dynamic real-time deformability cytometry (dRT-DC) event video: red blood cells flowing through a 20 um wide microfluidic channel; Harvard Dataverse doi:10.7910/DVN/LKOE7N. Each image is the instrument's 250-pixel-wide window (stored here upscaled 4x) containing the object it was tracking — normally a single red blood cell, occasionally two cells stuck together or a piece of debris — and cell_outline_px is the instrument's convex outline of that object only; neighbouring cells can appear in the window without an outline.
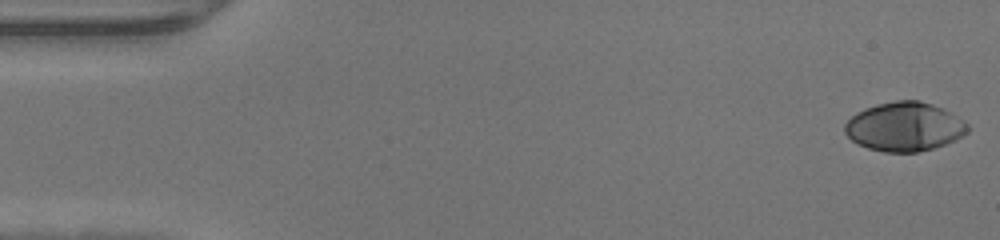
{"species": "human", "species_latin": "Homo sapiens", "temperature_condition": "warm", "stored_images_in_passage": 47, "camera_frame_rate_fps": 3000, "um_per_image_px": 0.085, "donor": {"sex": "male"}, "frame": {"image": 1, "passage_image": 1, "time_ms": 0.0, "image_size_px": [1000, 240], "cell_outline_px": [[968, 132], [956, 140], [932, 148], [916, 152], [884, 152], [868, 148], [852, 140], [844, 132], [844, 124], [856, 112], [864, 108], [876, 104], [896, 100], [920, 100], [944, 108], [964, 120], [968, 124]], "centroid_in_image_um": [76.89, 10.75], "position_along_channel_um": 8.1, "area_um2": 35.2}}
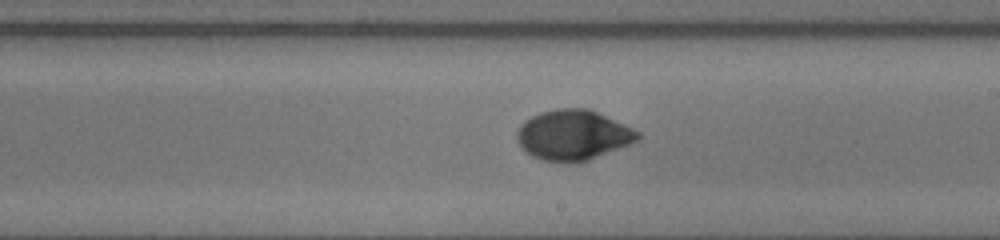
{"frame": {"image": 2, "passage_image": 27, "time_ms": 8.667, "image_size_px": [1000, 240], "cell_outline_px": [[640, 140], [632, 144], [588, 160], [544, 160], [532, 156], [516, 140], [516, 132], [520, 124], [524, 120], [540, 112], [556, 108], [588, 108], [632, 128], [640, 132]], "centroid_in_image_um": [48.73, 11.44], "position_along_channel_um": 240.3, "area_um2": 34.85}}
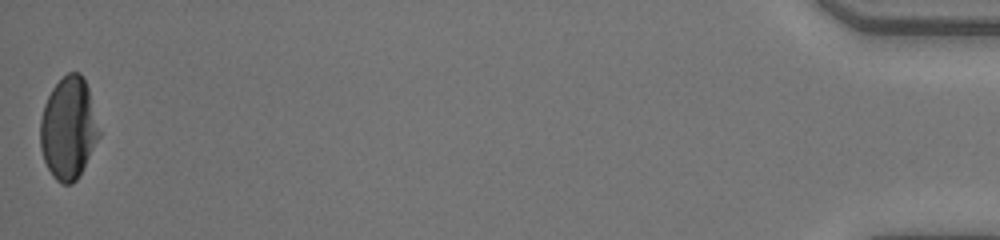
{"frame": {"image": 3, "passage_image": 47, "time_ms": 15.333, "image_size_px": [1000, 240], "cell_outline_px": [[100, 136], [80, 176], [72, 184], [60, 184], [52, 176], [44, 160], [40, 148], [40, 120], [44, 104], [52, 88], [68, 72], [80, 72], [88, 88], [100, 132]], "centroid_in_image_um": [5.81, 10.94], "position_along_channel_um": 429.4, "area_um2": 35.03}}